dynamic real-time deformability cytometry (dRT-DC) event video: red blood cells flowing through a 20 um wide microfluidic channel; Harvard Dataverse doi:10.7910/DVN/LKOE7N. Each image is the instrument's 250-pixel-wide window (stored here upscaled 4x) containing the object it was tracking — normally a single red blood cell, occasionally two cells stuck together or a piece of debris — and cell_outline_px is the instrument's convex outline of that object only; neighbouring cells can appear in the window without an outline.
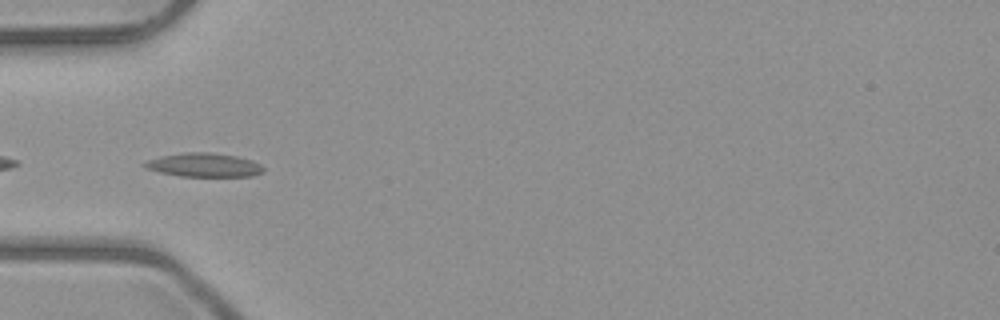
{"species": "common noctule bat (a hibernating species)", "species_latin": "Nyctalus noctula", "temperature_condition": "room temperature", "stored_images_in_passage": 4, "camera_frame_rate_fps": 3000, "um_per_image_px": 0.085, "animal": {"sex": "male", "body_mass_g": 23.1, "forearm_length_mm": 52.7}, "frame": {"image": 1, "passage_image": 4, "time_ms": 3.667, "image_size_px": [1000, 320], "cell_outline_px": [[264, 172], [252, 176], [180, 176], [160, 172], [144, 168], [140, 164], [148, 160], [160, 156], [184, 152], [212, 152], [236, 156], [252, 160], [260, 164], [264, 168]], "centroid_in_image_um": [17.32, 14.02], "position_along_channel_um": 67.7, "area_um2": 16.59}}